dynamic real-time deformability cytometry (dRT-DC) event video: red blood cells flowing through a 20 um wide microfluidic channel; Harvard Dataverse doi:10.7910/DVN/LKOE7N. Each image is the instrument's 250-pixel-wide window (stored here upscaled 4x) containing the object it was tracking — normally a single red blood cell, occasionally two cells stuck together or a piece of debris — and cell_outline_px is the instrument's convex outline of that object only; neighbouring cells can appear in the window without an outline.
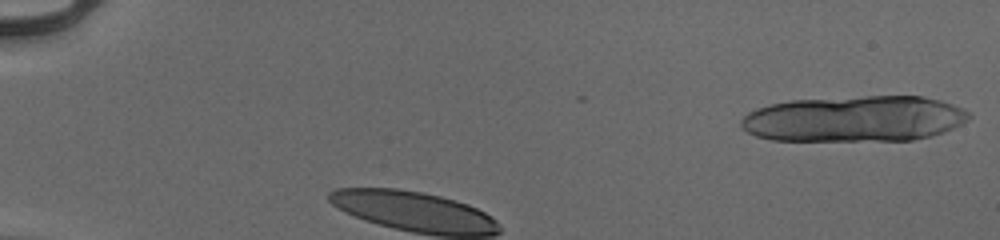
{"species": "human", "species_latin": "Homo sapiens", "temperature_condition": "cold", "stored_images_in_passage": 30, "camera_frame_rate_fps": 3000, "um_per_image_px": 0.085, "donor": {"sex": "male"}, "frame": {"image": 1, "passage_image": 1, "time_ms": 0.0, "image_size_px": [1000, 240], "cell_outline_px": [[972, 116], [968, 120], [944, 132], [932, 136], [912, 140], [772, 140], [756, 136], [748, 132], [740, 124], [740, 120], [748, 112], [756, 108], [772, 104], [792, 100], [864, 96], [924, 96], [940, 100], [964, 108]], "centroid_in_image_um": [72.65, 10.09], "position_along_channel_um": 12.3, "area_um2": 61.04}}
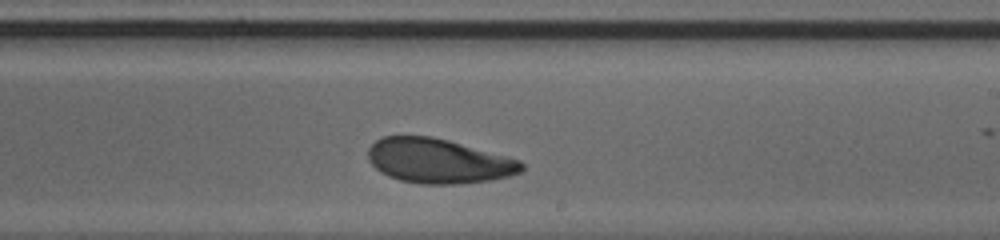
{"frame": {"image": 2, "passage_image": 19, "time_ms": 6.0, "image_size_px": [1000, 240], "cell_outline_px": [[524, 168], [520, 172], [508, 176], [492, 180], [460, 184], [420, 184], [400, 180], [388, 176], [380, 172], [368, 160], [368, 148], [376, 140], [384, 136], [432, 136], [448, 140], [520, 160], [524, 164]], "centroid_in_image_um": [37.25, 13.69], "position_along_channel_um": 251.7, "area_um2": 39.88}}
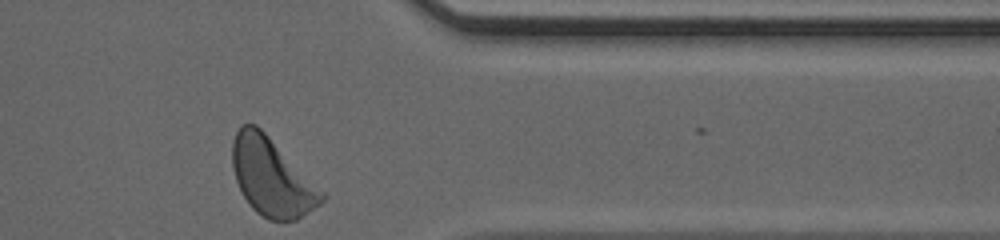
{"frame": {"image": 3, "passage_image": 30, "time_ms": 9.667, "image_size_px": [1000, 240], "cell_outline_px": [[324, 200], [320, 204], [296, 220], [268, 220], [256, 212], [248, 204], [236, 180], [232, 164], [232, 140], [240, 124], [256, 124], [324, 192]], "centroid_in_image_um": [23.07, 15.06], "position_along_channel_um": 388.3, "area_um2": 39.88}, "authors_computed_cell_mechanics": {"area_um2": 40.7779, "velocity_mm_per_s": 3.907, "shape_relaxation_time_tau1_ms": 3.1136, "shape_relaxation_time_tau2_ms": 4.9004, "deformation_change_tau1": 0.1461, "deformation_change_tau2": 0.1213}}